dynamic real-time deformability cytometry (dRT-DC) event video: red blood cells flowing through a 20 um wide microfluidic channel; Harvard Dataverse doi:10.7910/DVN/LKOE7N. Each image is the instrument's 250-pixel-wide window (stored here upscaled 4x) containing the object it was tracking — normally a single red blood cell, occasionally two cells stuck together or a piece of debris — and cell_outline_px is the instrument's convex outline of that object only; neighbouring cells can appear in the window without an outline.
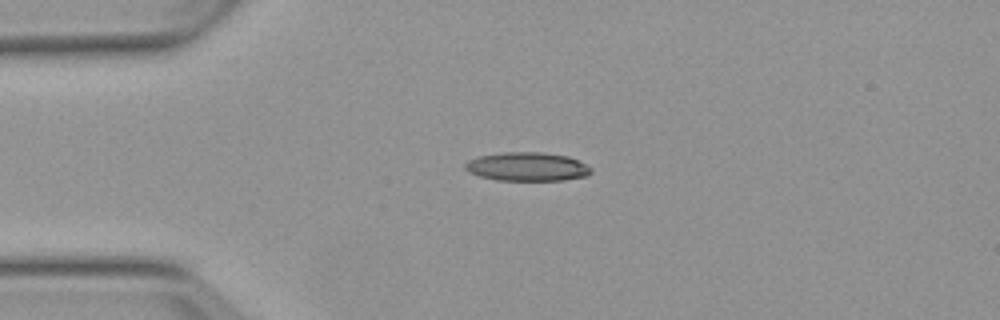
{"species": "Egyptian fruit bat (a non-hibernating species)", "species_latin": "Rousettus aegyptiacus", "temperature_condition": "warm", "stored_images_in_passage": 3, "camera_frame_rate_fps": 3000, "um_per_image_px": 0.085, "animal": {"sex": "female"}, "frame": {"image": 1, "passage_image": 2, "time_ms": 1.333, "image_size_px": [1000, 320], "cell_outline_px": [[592, 172], [588, 176], [564, 180], [496, 180], [480, 176], [468, 172], [464, 168], [464, 164], [468, 160], [480, 156], [504, 152], [544, 152], [568, 156], [592, 168]], "centroid_in_image_um": [44.81, 14.17], "position_along_channel_um": 40.2, "area_um2": 21.1}}